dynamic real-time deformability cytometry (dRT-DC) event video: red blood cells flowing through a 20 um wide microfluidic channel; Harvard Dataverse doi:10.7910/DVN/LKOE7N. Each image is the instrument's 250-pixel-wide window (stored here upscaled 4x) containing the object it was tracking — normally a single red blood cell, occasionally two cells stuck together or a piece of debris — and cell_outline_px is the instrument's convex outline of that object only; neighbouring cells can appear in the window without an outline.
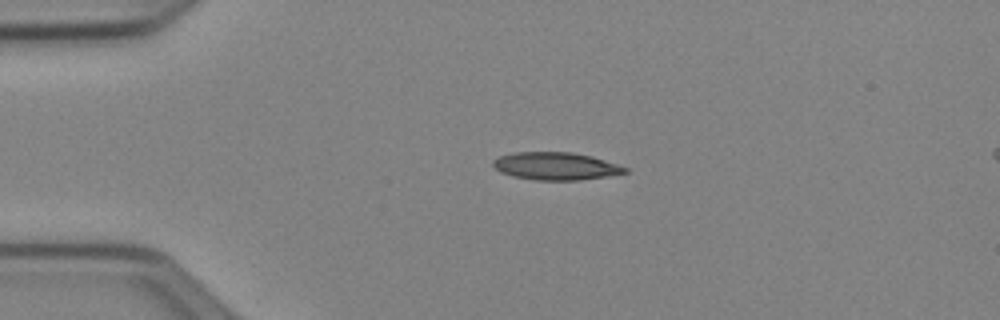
{"species": "Egyptian fruit bat (a non-hibernating species)", "species_latin": "Rousettus aegyptiacus", "temperature_condition": "cold", "stored_images_in_passage": 41, "camera_frame_rate_fps": 3000, "um_per_image_px": 0.085, "animal": {"sex": "female"}, "frame": {"image": 1, "passage_image": 1, "time_ms": 0.0, "image_size_px": [1000, 320], "cell_outline_px": [[628, 172], [604, 176], [576, 180], [536, 180], [512, 176], [500, 172], [492, 164], [492, 160], [500, 156], [512, 152], [572, 152], [592, 156], [628, 168]], "centroid_in_image_um": [47.19, 14.11], "position_along_channel_um": 37.8, "area_um2": 21.1}}
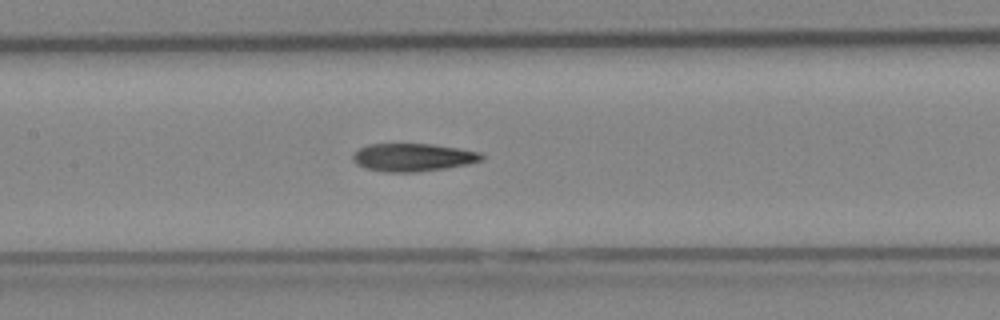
{"frame": {"image": 2, "passage_image": 14, "time_ms": 4.333, "image_size_px": [1000, 320], "cell_outline_px": [[484, 160], [468, 164], [444, 168], [416, 172], [384, 172], [364, 168], [356, 164], [352, 160], [352, 156], [360, 148], [368, 144], [432, 144], [480, 152], [484, 156]], "centroid_in_image_um": [35.08, 13.38], "position_along_channel_um": 172.3, "area_um2": 20.92}}
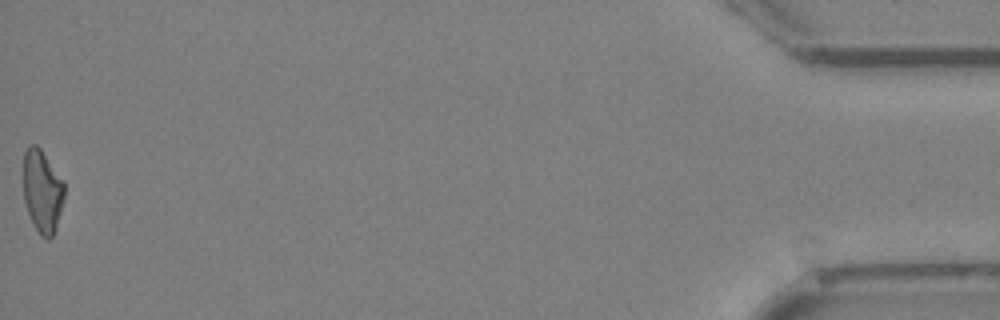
{"frame": {"image": 3, "passage_image": 41, "time_ms": 13.333, "image_size_px": [1000, 320], "cell_outline_px": [[64, 196], [56, 228], [52, 236], [48, 240], [40, 236], [28, 212], [24, 200], [24, 152], [28, 144], [36, 144], [40, 148], [64, 184]], "centroid_in_image_um": [3.58, 16.26], "position_along_channel_um": 431.6, "area_um2": 19.36}, "authors_computed_cell_mechanics": {"area_um2": 20.8658, "velocity_mm_per_s": 3.9577, "shape_relaxation_time_tau1_ms": null, "shape_relaxation_time_tau2_ms": 5.5993, "deformation_change_tau1": null, "deformation_change_tau2": 0.1447}}